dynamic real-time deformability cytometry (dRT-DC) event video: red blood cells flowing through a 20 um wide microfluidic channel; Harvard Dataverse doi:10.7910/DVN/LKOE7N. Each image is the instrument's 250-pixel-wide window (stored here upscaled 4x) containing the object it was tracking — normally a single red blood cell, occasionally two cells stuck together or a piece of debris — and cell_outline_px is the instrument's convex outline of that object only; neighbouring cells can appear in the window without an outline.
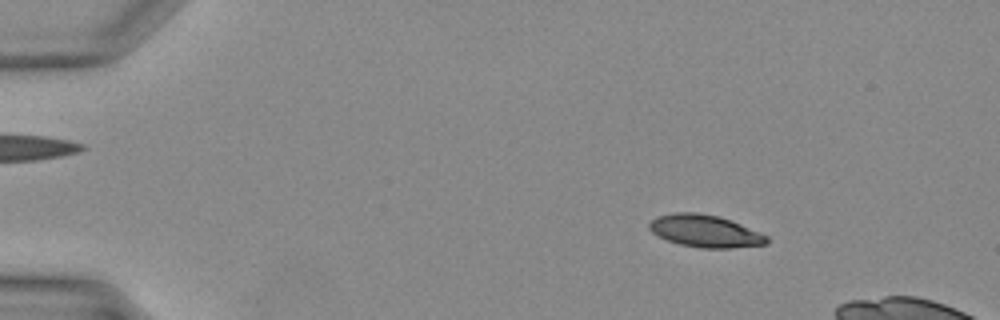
{"species": "Egyptian fruit bat (a non-hibernating species)", "species_latin": "Rousettus aegyptiacus", "temperature_condition": "warm", "stored_images_in_passage": 37, "camera_frame_rate_fps": 3000, "um_per_image_px": 0.085, "animal": {"sex": "female"}, "frame": {"image": 1, "passage_image": 6, "time_ms": 1.667, "image_size_px": [1000, 320], "cell_outline_px": [[768, 244], [732, 248], [700, 248], [680, 244], [668, 240], [652, 232], [648, 228], [648, 224], [656, 216], [672, 212], [696, 212], [720, 216], [740, 224], [768, 236]], "centroid_in_image_um": [59.92, 19.63], "position_along_channel_um": 25.1, "area_um2": 22.14}}
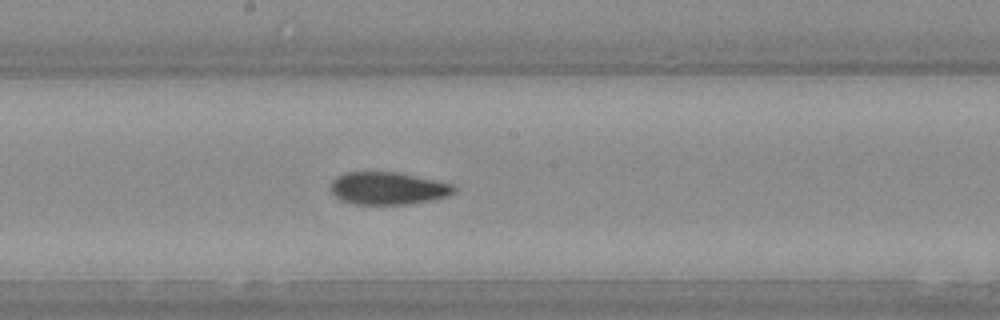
{"frame": {"image": 2, "passage_image": 22, "time_ms": 7.0, "image_size_px": [1000, 320], "cell_outline_px": [[456, 188], [448, 196], [432, 200], [412, 204], [352, 204], [340, 200], [328, 188], [332, 180], [336, 176], [348, 172], [392, 172], [452, 184]], "centroid_in_image_um": [32.9, 16.02], "position_along_channel_um": 215.3, "area_um2": 23.18}}
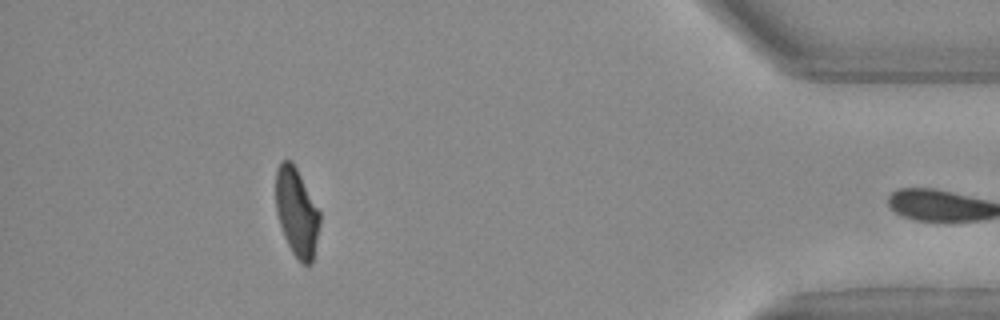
{"frame": {"image": 3, "passage_image": 36, "time_ms": 11.667, "image_size_px": [1000, 320], "cell_outline_px": [[320, 220], [312, 264], [304, 264], [292, 252], [284, 236], [276, 212], [276, 168], [280, 160], [292, 160], [320, 212]], "centroid_in_image_um": [25.2, 18.0], "position_along_channel_um": 410.0, "area_um2": 22.43}}